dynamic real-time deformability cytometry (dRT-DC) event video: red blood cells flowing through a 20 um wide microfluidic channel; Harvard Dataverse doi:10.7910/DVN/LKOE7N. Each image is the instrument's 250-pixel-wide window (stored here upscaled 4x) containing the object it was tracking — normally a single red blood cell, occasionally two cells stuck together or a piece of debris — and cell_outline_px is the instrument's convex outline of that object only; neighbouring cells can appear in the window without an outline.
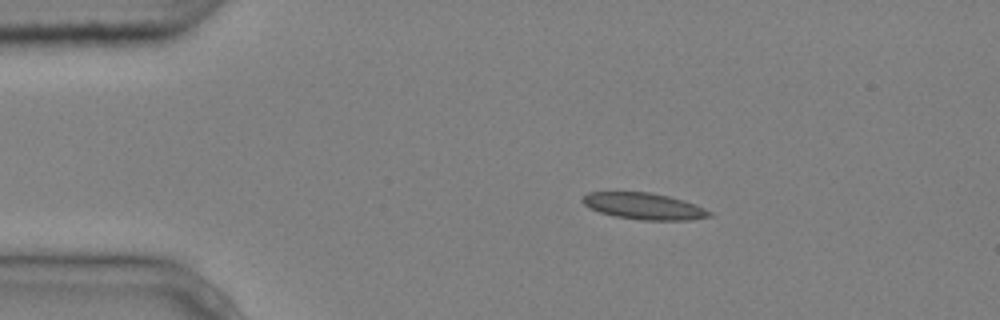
{"species": "common noctule bat (a hibernating species)", "species_latin": "Nyctalus noctula", "temperature_condition": "cold", "stored_images_in_passage": 4, "camera_frame_rate_fps": 3000, "um_per_image_px": 0.085, "animal": {"sex": "male", "body_mass_g": 20.4}, "frame": {"image": 1, "passage_image": 2, "time_ms": 0.333, "image_size_px": [1000, 320], "cell_outline_px": [[712, 216], [688, 220], [640, 220], [616, 216], [600, 212], [588, 208], [580, 200], [588, 192], [648, 192], [668, 196], [684, 200], [696, 204], [712, 212]], "centroid_in_image_um": [54.73, 17.52], "position_along_channel_um": 30.3, "area_um2": 19.59}}
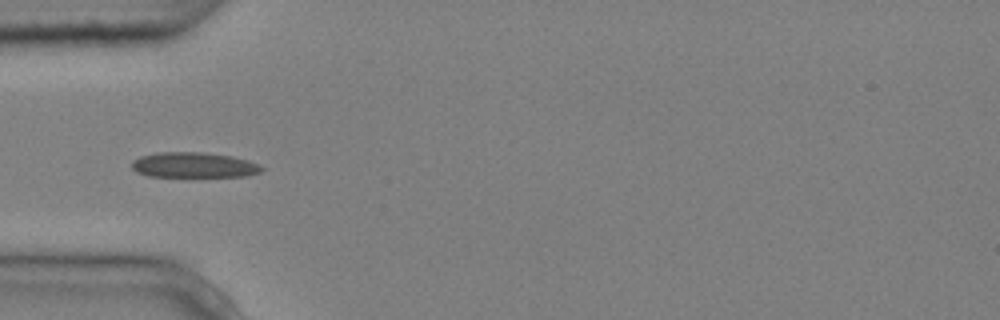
{"frame": {"image": 2, "passage_image": 4, "time_ms": 1.0, "image_size_px": [1000, 320], "cell_outline_px": [[264, 168], [260, 172], [248, 176], [148, 176], [136, 172], [132, 168], [132, 160], [140, 156], [156, 152], [204, 152], [232, 156], [248, 160], [260, 164]], "centroid_in_image_um": [16.47, 14.02], "position_along_channel_um": 68.5, "area_um2": 19.25}}